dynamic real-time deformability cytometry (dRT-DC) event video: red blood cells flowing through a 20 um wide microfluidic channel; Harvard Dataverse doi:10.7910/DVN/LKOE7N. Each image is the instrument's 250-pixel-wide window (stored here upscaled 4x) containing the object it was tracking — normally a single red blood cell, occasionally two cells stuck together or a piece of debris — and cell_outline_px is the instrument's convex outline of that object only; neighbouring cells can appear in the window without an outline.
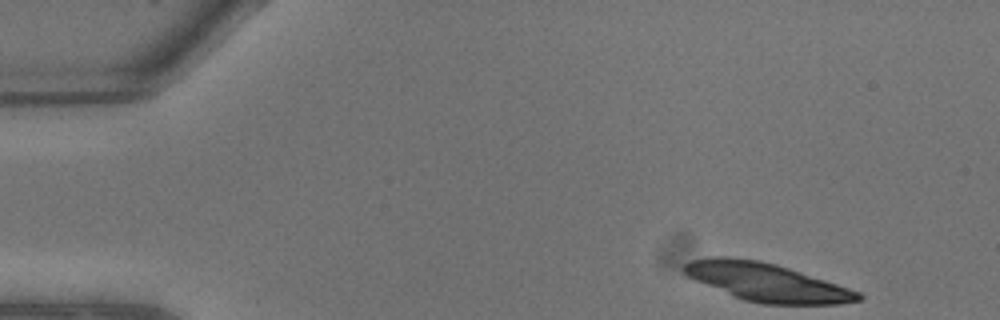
{"species": "common noctule bat (a hibernating species)", "species_latin": "Nyctalus noctula", "temperature_condition": "warm", "stored_images_in_passage": 7, "camera_frame_rate_fps": 3000, "um_per_image_px": 0.085, "animal": {"sex": "male", "body_mass_g": 13.3}, "frame": {"image": 1, "passage_image": 1, "time_ms": 0.0, "image_size_px": [1000, 320], "cell_outline_px": [[864, 296], [860, 300], [840, 304], [760, 304], [744, 300], [732, 296], [696, 280], [688, 276], [680, 268], [684, 264], [692, 260], [708, 256], [728, 256], [760, 260], [776, 264], [860, 292]], "centroid_in_image_um": [65.12, 23.98], "position_along_channel_um": 19.9, "area_um2": 38.61}}
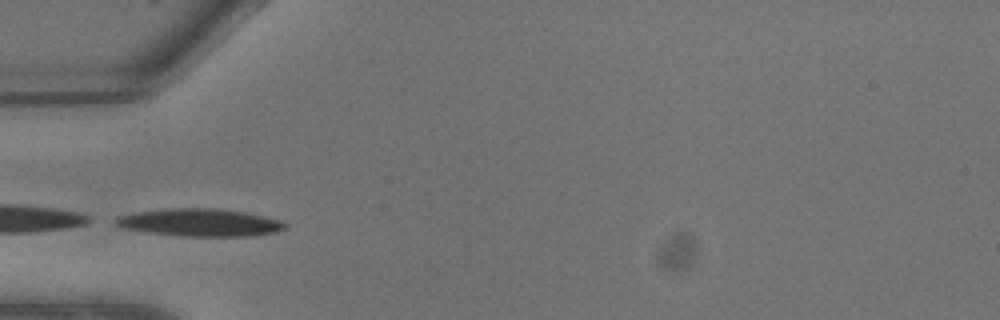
{"frame": {"image": 2, "passage_image": 6, "time_ms": 1.667, "image_size_px": [1000, 320], "cell_outline_px": [[288, 228], [276, 232], [252, 236], [180, 236], [148, 232], [120, 228], [108, 220], [116, 216], [132, 212], [164, 208], [220, 208], [244, 212], [280, 220], [288, 224]], "centroid_in_image_um": [16.9, 18.91], "position_along_channel_um": 68.1, "area_um2": 27.86}}